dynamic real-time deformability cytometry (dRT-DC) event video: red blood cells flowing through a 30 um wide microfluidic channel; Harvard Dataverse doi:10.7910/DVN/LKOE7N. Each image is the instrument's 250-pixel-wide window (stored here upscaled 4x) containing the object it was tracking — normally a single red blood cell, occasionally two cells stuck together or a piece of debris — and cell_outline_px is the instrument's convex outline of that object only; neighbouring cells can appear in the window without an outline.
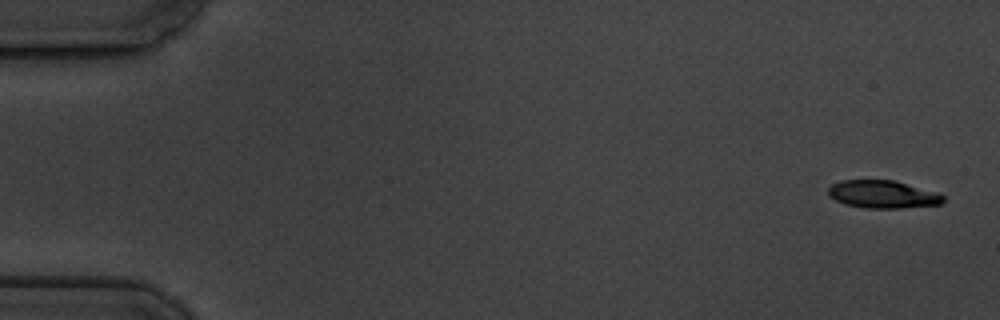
{"species": "common noctule bat (a hibernating species)", "species_latin": "Nyctalus noctula", "temperature_condition": "cold", "stored_images_in_passage": 10, "camera_frame_rate_fps": 3000, "um_per_image_px": 0.085, "animal": {"sex": "male", "body_mass_g": 19.5, "forearm_length_mm": 54.6}, "frame": {"image": 1, "passage_image": 1, "time_ms": 0.0, "image_size_px": [1000, 320], "cell_outline_px": [[944, 200], [940, 204], [900, 208], [864, 208], [848, 204], [836, 200], [828, 196], [828, 188], [832, 184], [840, 180], [896, 180], [940, 192], [944, 196]], "centroid_in_image_um": [75.07, 16.5], "position_along_channel_um": 9.9, "area_um2": 18.79}}
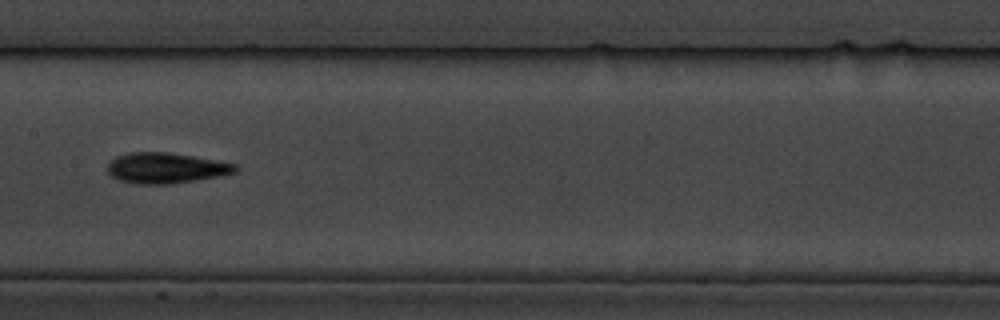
{"frame": {"image": 2, "passage_image": 9, "time_ms": 9.333, "image_size_px": [1000, 320], "cell_outline_px": [[240, 168], [236, 172], [220, 176], [172, 184], [136, 184], [120, 180], [112, 176], [108, 172], [108, 164], [116, 156], [128, 152], [168, 152], [192, 156], [236, 164]], "centroid_in_image_um": [14.11, 14.28], "position_along_channel_um": 193.3, "area_um2": 22.77}}
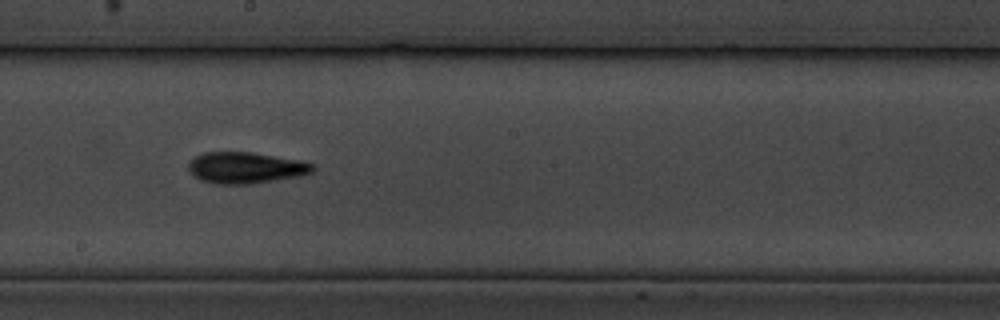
{"frame": {"image": 3, "passage_image": 10, "time_ms": 10.333, "image_size_px": [1000, 320], "cell_outline_px": [[316, 168], [312, 172], [300, 176], [252, 184], [216, 184], [200, 180], [188, 168], [188, 164], [196, 156], [204, 152], [252, 152], [300, 160], [316, 164]], "centroid_in_image_um": [20.93, 14.26], "position_along_channel_um": 227.3, "area_um2": 22.72}}